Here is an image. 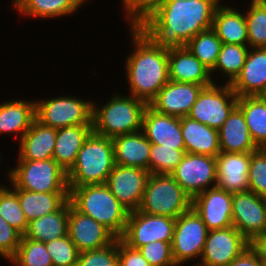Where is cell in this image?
Here are the masks:
<instances>
[{"instance_id": "1", "label": "cell", "mask_w": 266, "mask_h": 266, "mask_svg": "<svg viewBox=\"0 0 266 266\" xmlns=\"http://www.w3.org/2000/svg\"><path fill=\"white\" fill-rule=\"evenodd\" d=\"M223 1H160L134 25L156 46L184 47L198 33L212 28L216 8Z\"/></svg>"}, {"instance_id": "2", "label": "cell", "mask_w": 266, "mask_h": 266, "mask_svg": "<svg viewBox=\"0 0 266 266\" xmlns=\"http://www.w3.org/2000/svg\"><path fill=\"white\" fill-rule=\"evenodd\" d=\"M130 48L124 59L129 95L149 105L169 81L168 49L156 46L135 25H128Z\"/></svg>"}, {"instance_id": "3", "label": "cell", "mask_w": 266, "mask_h": 266, "mask_svg": "<svg viewBox=\"0 0 266 266\" xmlns=\"http://www.w3.org/2000/svg\"><path fill=\"white\" fill-rule=\"evenodd\" d=\"M110 95L109 100L102 101V104L93 99V132L114 138L142 131L143 113L148 105L132 95H126V93L122 95V91L121 93L113 91Z\"/></svg>"}, {"instance_id": "4", "label": "cell", "mask_w": 266, "mask_h": 266, "mask_svg": "<svg viewBox=\"0 0 266 266\" xmlns=\"http://www.w3.org/2000/svg\"><path fill=\"white\" fill-rule=\"evenodd\" d=\"M115 165L112 138L92 131L67 172L68 187L105 184Z\"/></svg>"}, {"instance_id": "5", "label": "cell", "mask_w": 266, "mask_h": 266, "mask_svg": "<svg viewBox=\"0 0 266 266\" xmlns=\"http://www.w3.org/2000/svg\"><path fill=\"white\" fill-rule=\"evenodd\" d=\"M69 200L78 211L103 224L117 238L123 235L129 211L105 184L69 187Z\"/></svg>"}, {"instance_id": "6", "label": "cell", "mask_w": 266, "mask_h": 266, "mask_svg": "<svg viewBox=\"0 0 266 266\" xmlns=\"http://www.w3.org/2000/svg\"><path fill=\"white\" fill-rule=\"evenodd\" d=\"M14 161L15 165L5 172L7 185L12 189L43 193L69 192L67 172L53 158Z\"/></svg>"}, {"instance_id": "7", "label": "cell", "mask_w": 266, "mask_h": 266, "mask_svg": "<svg viewBox=\"0 0 266 266\" xmlns=\"http://www.w3.org/2000/svg\"><path fill=\"white\" fill-rule=\"evenodd\" d=\"M191 205L192 198L170 174H150L138 210L176 219Z\"/></svg>"}, {"instance_id": "8", "label": "cell", "mask_w": 266, "mask_h": 266, "mask_svg": "<svg viewBox=\"0 0 266 266\" xmlns=\"http://www.w3.org/2000/svg\"><path fill=\"white\" fill-rule=\"evenodd\" d=\"M83 97L67 93L35 99L36 120L55 129L92 125L93 100Z\"/></svg>"}, {"instance_id": "9", "label": "cell", "mask_w": 266, "mask_h": 266, "mask_svg": "<svg viewBox=\"0 0 266 266\" xmlns=\"http://www.w3.org/2000/svg\"><path fill=\"white\" fill-rule=\"evenodd\" d=\"M208 229L202 218L191 207L176 218L172 239V253L177 266L200 260Z\"/></svg>"}, {"instance_id": "10", "label": "cell", "mask_w": 266, "mask_h": 266, "mask_svg": "<svg viewBox=\"0 0 266 266\" xmlns=\"http://www.w3.org/2000/svg\"><path fill=\"white\" fill-rule=\"evenodd\" d=\"M237 102L238 97L230 84L213 83L203 87L187 116L219 129L237 106Z\"/></svg>"}, {"instance_id": "11", "label": "cell", "mask_w": 266, "mask_h": 266, "mask_svg": "<svg viewBox=\"0 0 266 266\" xmlns=\"http://www.w3.org/2000/svg\"><path fill=\"white\" fill-rule=\"evenodd\" d=\"M175 222L176 219L171 217L145 214L139 210L131 211L120 239L135 249L153 241L172 243Z\"/></svg>"}, {"instance_id": "12", "label": "cell", "mask_w": 266, "mask_h": 266, "mask_svg": "<svg viewBox=\"0 0 266 266\" xmlns=\"http://www.w3.org/2000/svg\"><path fill=\"white\" fill-rule=\"evenodd\" d=\"M191 197L217 186L216 158L185 153L182 161L170 174Z\"/></svg>"}, {"instance_id": "13", "label": "cell", "mask_w": 266, "mask_h": 266, "mask_svg": "<svg viewBox=\"0 0 266 266\" xmlns=\"http://www.w3.org/2000/svg\"><path fill=\"white\" fill-rule=\"evenodd\" d=\"M249 247V241L234 227L208 231L197 266H228Z\"/></svg>"}, {"instance_id": "14", "label": "cell", "mask_w": 266, "mask_h": 266, "mask_svg": "<svg viewBox=\"0 0 266 266\" xmlns=\"http://www.w3.org/2000/svg\"><path fill=\"white\" fill-rule=\"evenodd\" d=\"M149 176L150 172L146 169L116 164L105 185L131 212L139 209Z\"/></svg>"}, {"instance_id": "15", "label": "cell", "mask_w": 266, "mask_h": 266, "mask_svg": "<svg viewBox=\"0 0 266 266\" xmlns=\"http://www.w3.org/2000/svg\"><path fill=\"white\" fill-rule=\"evenodd\" d=\"M233 226L250 241L266 231V198L254 192L233 193Z\"/></svg>"}, {"instance_id": "16", "label": "cell", "mask_w": 266, "mask_h": 266, "mask_svg": "<svg viewBox=\"0 0 266 266\" xmlns=\"http://www.w3.org/2000/svg\"><path fill=\"white\" fill-rule=\"evenodd\" d=\"M67 235L78 252L104 248L117 237L103 224L78 211L70 202Z\"/></svg>"}, {"instance_id": "17", "label": "cell", "mask_w": 266, "mask_h": 266, "mask_svg": "<svg viewBox=\"0 0 266 266\" xmlns=\"http://www.w3.org/2000/svg\"><path fill=\"white\" fill-rule=\"evenodd\" d=\"M233 193L218 186L209 188L192 198L191 207L202 218L208 231L233 226Z\"/></svg>"}, {"instance_id": "18", "label": "cell", "mask_w": 266, "mask_h": 266, "mask_svg": "<svg viewBox=\"0 0 266 266\" xmlns=\"http://www.w3.org/2000/svg\"><path fill=\"white\" fill-rule=\"evenodd\" d=\"M203 87L196 83L169 80L149 106L164 115L187 116Z\"/></svg>"}, {"instance_id": "19", "label": "cell", "mask_w": 266, "mask_h": 266, "mask_svg": "<svg viewBox=\"0 0 266 266\" xmlns=\"http://www.w3.org/2000/svg\"><path fill=\"white\" fill-rule=\"evenodd\" d=\"M142 132L152 144L185 149L181 117L158 113L148 105L143 113Z\"/></svg>"}, {"instance_id": "20", "label": "cell", "mask_w": 266, "mask_h": 266, "mask_svg": "<svg viewBox=\"0 0 266 266\" xmlns=\"http://www.w3.org/2000/svg\"><path fill=\"white\" fill-rule=\"evenodd\" d=\"M215 158L217 186L230 193L248 191L250 153L220 152Z\"/></svg>"}, {"instance_id": "21", "label": "cell", "mask_w": 266, "mask_h": 266, "mask_svg": "<svg viewBox=\"0 0 266 266\" xmlns=\"http://www.w3.org/2000/svg\"><path fill=\"white\" fill-rule=\"evenodd\" d=\"M169 80L203 85L214 83L210 70L203 65L187 48L168 49Z\"/></svg>"}, {"instance_id": "22", "label": "cell", "mask_w": 266, "mask_h": 266, "mask_svg": "<svg viewBox=\"0 0 266 266\" xmlns=\"http://www.w3.org/2000/svg\"><path fill=\"white\" fill-rule=\"evenodd\" d=\"M90 0H14L10 9L21 14L25 19H60L72 16L86 6Z\"/></svg>"}, {"instance_id": "23", "label": "cell", "mask_w": 266, "mask_h": 266, "mask_svg": "<svg viewBox=\"0 0 266 266\" xmlns=\"http://www.w3.org/2000/svg\"><path fill=\"white\" fill-rule=\"evenodd\" d=\"M237 97L257 96L266 85V48H250L240 74L230 84Z\"/></svg>"}, {"instance_id": "24", "label": "cell", "mask_w": 266, "mask_h": 266, "mask_svg": "<svg viewBox=\"0 0 266 266\" xmlns=\"http://www.w3.org/2000/svg\"><path fill=\"white\" fill-rule=\"evenodd\" d=\"M35 117V99H9L0 102V134L14 135L18 141L29 130ZM11 133V134H10Z\"/></svg>"}, {"instance_id": "25", "label": "cell", "mask_w": 266, "mask_h": 266, "mask_svg": "<svg viewBox=\"0 0 266 266\" xmlns=\"http://www.w3.org/2000/svg\"><path fill=\"white\" fill-rule=\"evenodd\" d=\"M57 129L45 126L36 119L20 139L17 160H46L53 157Z\"/></svg>"}, {"instance_id": "26", "label": "cell", "mask_w": 266, "mask_h": 266, "mask_svg": "<svg viewBox=\"0 0 266 266\" xmlns=\"http://www.w3.org/2000/svg\"><path fill=\"white\" fill-rule=\"evenodd\" d=\"M218 131L220 152L252 153L259 149L250 135L242 111L237 106Z\"/></svg>"}, {"instance_id": "27", "label": "cell", "mask_w": 266, "mask_h": 266, "mask_svg": "<svg viewBox=\"0 0 266 266\" xmlns=\"http://www.w3.org/2000/svg\"><path fill=\"white\" fill-rule=\"evenodd\" d=\"M112 141L115 164L149 171L152 143L142 131L119 135L112 138Z\"/></svg>"}, {"instance_id": "28", "label": "cell", "mask_w": 266, "mask_h": 266, "mask_svg": "<svg viewBox=\"0 0 266 266\" xmlns=\"http://www.w3.org/2000/svg\"><path fill=\"white\" fill-rule=\"evenodd\" d=\"M222 2L215 11L212 30L222 43L248 46L247 22L244 10Z\"/></svg>"}, {"instance_id": "29", "label": "cell", "mask_w": 266, "mask_h": 266, "mask_svg": "<svg viewBox=\"0 0 266 266\" xmlns=\"http://www.w3.org/2000/svg\"><path fill=\"white\" fill-rule=\"evenodd\" d=\"M181 132L186 153L211 157L220 153L218 129L184 116L181 117Z\"/></svg>"}, {"instance_id": "30", "label": "cell", "mask_w": 266, "mask_h": 266, "mask_svg": "<svg viewBox=\"0 0 266 266\" xmlns=\"http://www.w3.org/2000/svg\"><path fill=\"white\" fill-rule=\"evenodd\" d=\"M92 131V125H78L57 129L52 158L66 172L74 165L78 152Z\"/></svg>"}, {"instance_id": "31", "label": "cell", "mask_w": 266, "mask_h": 266, "mask_svg": "<svg viewBox=\"0 0 266 266\" xmlns=\"http://www.w3.org/2000/svg\"><path fill=\"white\" fill-rule=\"evenodd\" d=\"M24 211L27 222L43 217L59 210L68 200L69 192H33L23 189H13Z\"/></svg>"}, {"instance_id": "32", "label": "cell", "mask_w": 266, "mask_h": 266, "mask_svg": "<svg viewBox=\"0 0 266 266\" xmlns=\"http://www.w3.org/2000/svg\"><path fill=\"white\" fill-rule=\"evenodd\" d=\"M69 207L70 200L59 210L30 221L23 236L44 243L67 236Z\"/></svg>"}, {"instance_id": "33", "label": "cell", "mask_w": 266, "mask_h": 266, "mask_svg": "<svg viewBox=\"0 0 266 266\" xmlns=\"http://www.w3.org/2000/svg\"><path fill=\"white\" fill-rule=\"evenodd\" d=\"M249 49L246 45L223 43L214 68L210 71L214 83H221L224 79V84H231L240 74Z\"/></svg>"}, {"instance_id": "34", "label": "cell", "mask_w": 266, "mask_h": 266, "mask_svg": "<svg viewBox=\"0 0 266 266\" xmlns=\"http://www.w3.org/2000/svg\"><path fill=\"white\" fill-rule=\"evenodd\" d=\"M237 107L244 115L255 144L266 148V102L257 96H243L238 97Z\"/></svg>"}, {"instance_id": "35", "label": "cell", "mask_w": 266, "mask_h": 266, "mask_svg": "<svg viewBox=\"0 0 266 266\" xmlns=\"http://www.w3.org/2000/svg\"><path fill=\"white\" fill-rule=\"evenodd\" d=\"M248 2L250 3L247 8H244L248 47L266 48V0H249Z\"/></svg>"}, {"instance_id": "36", "label": "cell", "mask_w": 266, "mask_h": 266, "mask_svg": "<svg viewBox=\"0 0 266 266\" xmlns=\"http://www.w3.org/2000/svg\"><path fill=\"white\" fill-rule=\"evenodd\" d=\"M222 44L216 33L209 29L198 33L185 46L211 71L217 61Z\"/></svg>"}, {"instance_id": "37", "label": "cell", "mask_w": 266, "mask_h": 266, "mask_svg": "<svg viewBox=\"0 0 266 266\" xmlns=\"http://www.w3.org/2000/svg\"><path fill=\"white\" fill-rule=\"evenodd\" d=\"M0 216L22 236L26 233L28 222L21 209L18 195L3 182H0Z\"/></svg>"}, {"instance_id": "38", "label": "cell", "mask_w": 266, "mask_h": 266, "mask_svg": "<svg viewBox=\"0 0 266 266\" xmlns=\"http://www.w3.org/2000/svg\"><path fill=\"white\" fill-rule=\"evenodd\" d=\"M14 266H53L52 258L44 242L34 241L24 236L15 255L9 260Z\"/></svg>"}, {"instance_id": "39", "label": "cell", "mask_w": 266, "mask_h": 266, "mask_svg": "<svg viewBox=\"0 0 266 266\" xmlns=\"http://www.w3.org/2000/svg\"><path fill=\"white\" fill-rule=\"evenodd\" d=\"M185 149H173L152 144L149 159L150 174H171L185 155Z\"/></svg>"}, {"instance_id": "40", "label": "cell", "mask_w": 266, "mask_h": 266, "mask_svg": "<svg viewBox=\"0 0 266 266\" xmlns=\"http://www.w3.org/2000/svg\"><path fill=\"white\" fill-rule=\"evenodd\" d=\"M248 191L266 198V148L250 153Z\"/></svg>"}, {"instance_id": "41", "label": "cell", "mask_w": 266, "mask_h": 266, "mask_svg": "<svg viewBox=\"0 0 266 266\" xmlns=\"http://www.w3.org/2000/svg\"><path fill=\"white\" fill-rule=\"evenodd\" d=\"M45 246L53 266H77L79 252L68 235L46 242Z\"/></svg>"}, {"instance_id": "42", "label": "cell", "mask_w": 266, "mask_h": 266, "mask_svg": "<svg viewBox=\"0 0 266 266\" xmlns=\"http://www.w3.org/2000/svg\"><path fill=\"white\" fill-rule=\"evenodd\" d=\"M77 266H118V238L104 248L79 253Z\"/></svg>"}, {"instance_id": "43", "label": "cell", "mask_w": 266, "mask_h": 266, "mask_svg": "<svg viewBox=\"0 0 266 266\" xmlns=\"http://www.w3.org/2000/svg\"><path fill=\"white\" fill-rule=\"evenodd\" d=\"M138 250L151 266H177L169 242L153 241Z\"/></svg>"}, {"instance_id": "44", "label": "cell", "mask_w": 266, "mask_h": 266, "mask_svg": "<svg viewBox=\"0 0 266 266\" xmlns=\"http://www.w3.org/2000/svg\"><path fill=\"white\" fill-rule=\"evenodd\" d=\"M22 235L0 216V258L9 261L16 253Z\"/></svg>"}, {"instance_id": "45", "label": "cell", "mask_w": 266, "mask_h": 266, "mask_svg": "<svg viewBox=\"0 0 266 266\" xmlns=\"http://www.w3.org/2000/svg\"><path fill=\"white\" fill-rule=\"evenodd\" d=\"M124 10V20L128 25L136 24L147 12L151 11L161 0H119Z\"/></svg>"}, {"instance_id": "46", "label": "cell", "mask_w": 266, "mask_h": 266, "mask_svg": "<svg viewBox=\"0 0 266 266\" xmlns=\"http://www.w3.org/2000/svg\"><path fill=\"white\" fill-rule=\"evenodd\" d=\"M118 266H151L138 249L118 238Z\"/></svg>"}, {"instance_id": "47", "label": "cell", "mask_w": 266, "mask_h": 266, "mask_svg": "<svg viewBox=\"0 0 266 266\" xmlns=\"http://www.w3.org/2000/svg\"><path fill=\"white\" fill-rule=\"evenodd\" d=\"M228 266H262V261L248 247L240 256L236 257Z\"/></svg>"}, {"instance_id": "48", "label": "cell", "mask_w": 266, "mask_h": 266, "mask_svg": "<svg viewBox=\"0 0 266 266\" xmlns=\"http://www.w3.org/2000/svg\"><path fill=\"white\" fill-rule=\"evenodd\" d=\"M249 248L261 261H266V233L254 236L249 241Z\"/></svg>"}, {"instance_id": "49", "label": "cell", "mask_w": 266, "mask_h": 266, "mask_svg": "<svg viewBox=\"0 0 266 266\" xmlns=\"http://www.w3.org/2000/svg\"><path fill=\"white\" fill-rule=\"evenodd\" d=\"M257 97L261 100L266 102V85L263 87V89L258 93Z\"/></svg>"}, {"instance_id": "50", "label": "cell", "mask_w": 266, "mask_h": 266, "mask_svg": "<svg viewBox=\"0 0 266 266\" xmlns=\"http://www.w3.org/2000/svg\"><path fill=\"white\" fill-rule=\"evenodd\" d=\"M1 153H2V152H0V167H1V165H2L1 163H3V162L1 161L2 158H3V157H2L3 154H1Z\"/></svg>"}, {"instance_id": "51", "label": "cell", "mask_w": 266, "mask_h": 266, "mask_svg": "<svg viewBox=\"0 0 266 266\" xmlns=\"http://www.w3.org/2000/svg\"><path fill=\"white\" fill-rule=\"evenodd\" d=\"M262 266H266V261H262Z\"/></svg>"}, {"instance_id": "52", "label": "cell", "mask_w": 266, "mask_h": 266, "mask_svg": "<svg viewBox=\"0 0 266 266\" xmlns=\"http://www.w3.org/2000/svg\"><path fill=\"white\" fill-rule=\"evenodd\" d=\"M161 1H177V0H161Z\"/></svg>"}]
</instances>
